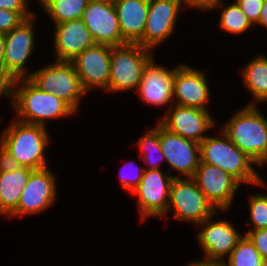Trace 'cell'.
<instances>
[{
  "mask_svg": "<svg viewBox=\"0 0 267 266\" xmlns=\"http://www.w3.org/2000/svg\"><path fill=\"white\" fill-rule=\"evenodd\" d=\"M17 121L48 127L49 121L76 116L78 113L63 99L51 92H44L28 78L12 81L8 99Z\"/></svg>",
  "mask_w": 267,
  "mask_h": 266,
  "instance_id": "1",
  "label": "cell"
},
{
  "mask_svg": "<svg viewBox=\"0 0 267 266\" xmlns=\"http://www.w3.org/2000/svg\"><path fill=\"white\" fill-rule=\"evenodd\" d=\"M210 134L200 143L202 163L219 167L231 174L242 185L267 187L265 178L256 169L260 168L253 159L235 146L229 137L219 128L216 135ZM256 167V168H255Z\"/></svg>",
  "mask_w": 267,
  "mask_h": 266,
  "instance_id": "2",
  "label": "cell"
},
{
  "mask_svg": "<svg viewBox=\"0 0 267 266\" xmlns=\"http://www.w3.org/2000/svg\"><path fill=\"white\" fill-rule=\"evenodd\" d=\"M48 127L26 124L12 117L0 131V144L10 152L22 167L39 170L50 167L46 156L52 143Z\"/></svg>",
  "mask_w": 267,
  "mask_h": 266,
  "instance_id": "3",
  "label": "cell"
},
{
  "mask_svg": "<svg viewBox=\"0 0 267 266\" xmlns=\"http://www.w3.org/2000/svg\"><path fill=\"white\" fill-rule=\"evenodd\" d=\"M229 118L219 127L235 146L263 168L267 165V117L258 105H244Z\"/></svg>",
  "mask_w": 267,
  "mask_h": 266,
  "instance_id": "4",
  "label": "cell"
},
{
  "mask_svg": "<svg viewBox=\"0 0 267 266\" xmlns=\"http://www.w3.org/2000/svg\"><path fill=\"white\" fill-rule=\"evenodd\" d=\"M220 212L226 214L229 211H218L196 226L200 229L195 237L202 250L203 259L197 260L196 258L189 261L190 263L199 266H221L230 256L237 242L243 237L244 234L240 231L241 229H237L231 220L216 218L219 217Z\"/></svg>",
  "mask_w": 267,
  "mask_h": 266,
  "instance_id": "5",
  "label": "cell"
},
{
  "mask_svg": "<svg viewBox=\"0 0 267 266\" xmlns=\"http://www.w3.org/2000/svg\"><path fill=\"white\" fill-rule=\"evenodd\" d=\"M155 55L138 43L111 47L109 87L105 93L136 92L145 65Z\"/></svg>",
  "mask_w": 267,
  "mask_h": 266,
  "instance_id": "6",
  "label": "cell"
},
{
  "mask_svg": "<svg viewBox=\"0 0 267 266\" xmlns=\"http://www.w3.org/2000/svg\"><path fill=\"white\" fill-rule=\"evenodd\" d=\"M217 212L218 210L199 189L192 177L173 178L170 186L169 205L163 219H166L171 213L176 222L190 223L196 227Z\"/></svg>",
  "mask_w": 267,
  "mask_h": 266,
  "instance_id": "7",
  "label": "cell"
},
{
  "mask_svg": "<svg viewBox=\"0 0 267 266\" xmlns=\"http://www.w3.org/2000/svg\"><path fill=\"white\" fill-rule=\"evenodd\" d=\"M28 79L44 92H51L67 102L77 113L81 108L83 89L72 62L54 60L35 69Z\"/></svg>",
  "mask_w": 267,
  "mask_h": 266,
  "instance_id": "8",
  "label": "cell"
},
{
  "mask_svg": "<svg viewBox=\"0 0 267 266\" xmlns=\"http://www.w3.org/2000/svg\"><path fill=\"white\" fill-rule=\"evenodd\" d=\"M37 18L39 16L35 14L4 35L3 70L12 81L28 78L34 71L28 67V60L32 58L35 40H38L34 30Z\"/></svg>",
  "mask_w": 267,
  "mask_h": 266,
  "instance_id": "9",
  "label": "cell"
},
{
  "mask_svg": "<svg viewBox=\"0 0 267 266\" xmlns=\"http://www.w3.org/2000/svg\"><path fill=\"white\" fill-rule=\"evenodd\" d=\"M174 173L163 169L144 170L139 185L131 192L136 196L137 212L141 222L151 218H162L169 205L170 186Z\"/></svg>",
  "mask_w": 267,
  "mask_h": 266,
  "instance_id": "10",
  "label": "cell"
},
{
  "mask_svg": "<svg viewBox=\"0 0 267 266\" xmlns=\"http://www.w3.org/2000/svg\"><path fill=\"white\" fill-rule=\"evenodd\" d=\"M57 177L50 167L34 170L21 193L18 207L7 218L35 216L50 210L58 200Z\"/></svg>",
  "mask_w": 267,
  "mask_h": 266,
  "instance_id": "11",
  "label": "cell"
},
{
  "mask_svg": "<svg viewBox=\"0 0 267 266\" xmlns=\"http://www.w3.org/2000/svg\"><path fill=\"white\" fill-rule=\"evenodd\" d=\"M208 109L201 110L173 104L157 121L168 131L201 143L209 133L213 132L215 126H218L216 125L218 121L212 116L210 108Z\"/></svg>",
  "mask_w": 267,
  "mask_h": 266,
  "instance_id": "12",
  "label": "cell"
},
{
  "mask_svg": "<svg viewBox=\"0 0 267 266\" xmlns=\"http://www.w3.org/2000/svg\"><path fill=\"white\" fill-rule=\"evenodd\" d=\"M182 8L181 0H149L145 30L137 43L156 52L155 48L166 43L176 33Z\"/></svg>",
  "mask_w": 267,
  "mask_h": 266,
  "instance_id": "13",
  "label": "cell"
},
{
  "mask_svg": "<svg viewBox=\"0 0 267 266\" xmlns=\"http://www.w3.org/2000/svg\"><path fill=\"white\" fill-rule=\"evenodd\" d=\"M154 57L157 56L145 65L136 93L143 104L162 109L166 107L167 111L174 104V77L182 62L168 69L164 64H158Z\"/></svg>",
  "mask_w": 267,
  "mask_h": 266,
  "instance_id": "14",
  "label": "cell"
},
{
  "mask_svg": "<svg viewBox=\"0 0 267 266\" xmlns=\"http://www.w3.org/2000/svg\"><path fill=\"white\" fill-rule=\"evenodd\" d=\"M192 178L218 211L232 210L231 206L242 186L235 177L219 167L200 161Z\"/></svg>",
  "mask_w": 267,
  "mask_h": 266,
  "instance_id": "15",
  "label": "cell"
},
{
  "mask_svg": "<svg viewBox=\"0 0 267 266\" xmlns=\"http://www.w3.org/2000/svg\"><path fill=\"white\" fill-rule=\"evenodd\" d=\"M160 148L168 170L176 172V177L194 176L201 161L200 143L174 134L160 124Z\"/></svg>",
  "mask_w": 267,
  "mask_h": 266,
  "instance_id": "16",
  "label": "cell"
},
{
  "mask_svg": "<svg viewBox=\"0 0 267 266\" xmlns=\"http://www.w3.org/2000/svg\"><path fill=\"white\" fill-rule=\"evenodd\" d=\"M111 46L94 44L85 49L74 60L75 70L80 78L83 89L90 91H106L110 79Z\"/></svg>",
  "mask_w": 267,
  "mask_h": 266,
  "instance_id": "17",
  "label": "cell"
},
{
  "mask_svg": "<svg viewBox=\"0 0 267 266\" xmlns=\"http://www.w3.org/2000/svg\"><path fill=\"white\" fill-rule=\"evenodd\" d=\"M206 75V71L201 68L183 62L174 77V104L208 110L212 93Z\"/></svg>",
  "mask_w": 267,
  "mask_h": 266,
  "instance_id": "18",
  "label": "cell"
},
{
  "mask_svg": "<svg viewBox=\"0 0 267 266\" xmlns=\"http://www.w3.org/2000/svg\"><path fill=\"white\" fill-rule=\"evenodd\" d=\"M82 20L90 31L95 44L114 47L127 43L122 38L113 2L89 0Z\"/></svg>",
  "mask_w": 267,
  "mask_h": 266,
  "instance_id": "19",
  "label": "cell"
},
{
  "mask_svg": "<svg viewBox=\"0 0 267 266\" xmlns=\"http://www.w3.org/2000/svg\"><path fill=\"white\" fill-rule=\"evenodd\" d=\"M53 28V60L71 62L95 44L82 19L55 24Z\"/></svg>",
  "mask_w": 267,
  "mask_h": 266,
  "instance_id": "20",
  "label": "cell"
},
{
  "mask_svg": "<svg viewBox=\"0 0 267 266\" xmlns=\"http://www.w3.org/2000/svg\"><path fill=\"white\" fill-rule=\"evenodd\" d=\"M113 4L122 38L127 43H137L145 30L149 0H117Z\"/></svg>",
  "mask_w": 267,
  "mask_h": 266,
  "instance_id": "21",
  "label": "cell"
},
{
  "mask_svg": "<svg viewBox=\"0 0 267 266\" xmlns=\"http://www.w3.org/2000/svg\"><path fill=\"white\" fill-rule=\"evenodd\" d=\"M240 70L243 88L252 96L246 105L267 103V55L257 54Z\"/></svg>",
  "mask_w": 267,
  "mask_h": 266,
  "instance_id": "22",
  "label": "cell"
},
{
  "mask_svg": "<svg viewBox=\"0 0 267 266\" xmlns=\"http://www.w3.org/2000/svg\"><path fill=\"white\" fill-rule=\"evenodd\" d=\"M33 171L21 167L15 171L0 172V216L6 218L18 207L21 193Z\"/></svg>",
  "mask_w": 267,
  "mask_h": 266,
  "instance_id": "23",
  "label": "cell"
},
{
  "mask_svg": "<svg viewBox=\"0 0 267 266\" xmlns=\"http://www.w3.org/2000/svg\"><path fill=\"white\" fill-rule=\"evenodd\" d=\"M226 0H216L209 11L220 9V21L218 26L221 31L232 35H244L247 31L254 29V26L242 12L239 5L234 0L232 3H225Z\"/></svg>",
  "mask_w": 267,
  "mask_h": 266,
  "instance_id": "24",
  "label": "cell"
},
{
  "mask_svg": "<svg viewBox=\"0 0 267 266\" xmlns=\"http://www.w3.org/2000/svg\"><path fill=\"white\" fill-rule=\"evenodd\" d=\"M52 24L82 19L89 0H36Z\"/></svg>",
  "mask_w": 267,
  "mask_h": 266,
  "instance_id": "25",
  "label": "cell"
},
{
  "mask_svg": "<svg viewBox=\"0 0 267 266\" xmlns=\"http://www.w3.org/2000/svg\"><path fill=\"white\" fill-rule=\"evenodd\" d=\"M146 130L135 144L140 151L139 158L145 163L144 170L161 169L166 160L160 148V123L157 121L154 127Z\"/></svg>",
  "mask_w": 267,
  "mask_h": 266,
  "instance_id": "26",
  "label": "cell"
},
{
  "mask_svg": "<svg viewBox=\"0 0 267 266\" xmlns=\"http://www.w3.org/2000/svg\"><path fill=\"white\" fill-rule=\"evenodd\" d=\"M263 258L246 235L237 242L221 266H262Z\"/></svg>",
  "mask_w": 267,
  "mask_h": 266,
  "instance_id": "27",
  "label": "cell"
},
{
  "mask_svg": "<svg viewBox=\"0 0 267 266\" xmlns=\"http://www.w3.org/2000/svg\"><path fill=\"white\" fill-rule=\"evenodd\" d=\"M247 200L250 216L247 218L248 221L243 223L247 227L244 235L252 230L267 229V194L253 192L250 193Z\"/></svg>",
  "mask_w": 267,
  "mask_h": 266,
  "instance_id": "28",
  "label": "cell"
},
{
  "mask_svg": "<svg viewBox=\"0 0 267 266\" xmlns=\"http://www.w3.org/2000/svg\"><path fill=\"white\" fill-rule=\"evenodd\" d=\"M144 173V166H139L135 161L125 162L120 167L118 176L120 180V186L126 192L130 193L139 185Z\"/></svg>",
  "mask_w": 267,
  "mask_h": 266,
  "instance_id": "29",
  "label": "cell"
},
{
  "mask_svg": "<svg viewBox=\"0 0 267 266\" xmlns=\"http://www.w3.org/2000/svg\"><path fill=\"white\" fill-rule=\"evenodd\" d=\"M242 12L255 27L258 24L264 0H235Z\"/></svg>",
  "mask_w": 267,
  "mask_h": 266,
  "instance_id": "30",
  "label": "cell"
},
{
  "mask_svg": "<svg viewBox=\"0 0 267 266\" xmlns=\"http://www.w3.org/2000/svg\"><path fill=\"white\" fill-rule=\"evenodd\" d=\"M29 3L30 0H0V9L17 12L26 20L37 14Z\"/></svg>",
  "mask_w": 267,
  "mask_h": 266,
  "instance_id": "31",
  "label": "cell"
},
{
  "mask_svg": "<svg viewBox=\"0 0 267 266\" xmlns=\"http://www.w3.org/2000/svg\"><path fill=\"white\" fill-rule=\"evenodd\" d=\"M25 19L17 12L0 9V34H7Z\"/></svg>",
  "mask_w": 267,
  "mask_h": 266,
  "instance_id": "32",
  "label": "cell"
},
{
  "mask_svg": "<svg viewBox=\"0 0 267 266\" xmlns=\"http://www.w3.org/2000/svg\"><path fill=\"white\" fill-rule=\"evenodd\" d=\"M246 236L254 244L261 257L267 258V229L252 230Z\"/></svg>",
  "mask_w": 267,
  "mask_h": 266,
  "instance_id": "33",
  "label": "cell"
},
{
  "mask_svg": "<svg viewBox=\"0 0 267 266\" xmlns=\"http://www.w3.org/2000/svg\"><path fill=\"white\" fill-rule=\"evenodd\" d=\"M21 167L13 155L0 144V172L15 171Z\"/></svg>",
  "mask_w": 267,
  "mask_h": 266,
  "instance_id": "34",
  "label": "cell"
},
{
  "mask_svg": "<svg viewBox=\"0 0 267 266\" xmlns=\"http://www.w3.org/2000/svg\"><path fill=\"white\" fill-rule=\"evenodd\" d=\"M216 0H181L182 5L185 7V9L188 8L196 11H209L211 6L214 4Z\"/></svg>",
  "mask_w": 267,
  "mask_h": 266,
  "instance_id": "35",
  "label": "cell"
},
{
  "mask_svg": "<svg viewBox=\"0 0 267 266\" xmlns=\"http://www.w3.org/2000/svg\"><path fill=\"white\" fill-rule=\"evenodd\" d=\"M11 88H12V80L4 72L3 67L0 65V101L3 98H6L7 100L9 99L11 94Z\"/></svg>",
  "mask_w": 267,
  "mask_h": 266,
  "instance_id": "36",
  "label": "cell"
},
{
  "mask_svg": "<svg viewBox=\"0 0 267 266\" xmlns=\"http://www.w3.org/2000/svg\"><path fill=\"white\" fill-rule=\"evenodd\" d=\"M262 26L267 29V0H264L262 10L260 13V18L258 24L255 27Z\"/></svg>",
  "mask_w": 267,
  "mask_h": 266,
  "instance_id": "37",
  "label": "cell"
},
{
  "mask_svg": "<svg viewBox=\"0 0 267 266\" xmlns=\"http://www.w3.org/2000/svg\"><path fill=\"white\" fill-rule=\"evenodd\" d=\"M5 38L3 34H0V65L3 67V55H4Z\"/></svg>",
  "mask_w": 267,
  "mask_h": 266,
  "instance_id": "38",
  "label": "cell"
},
{
  "mask_svg": "<svg viewBox=\"0 0 267 266\" xmlns=\"http://www.w3.org/2000/svg\"><path fill=\"white\" fill-rule=\"evenodd\" d=\"M262 266H267V258L263 259Z\"/></svg>",
  "mask_w": 267,
  "mask_h": 266,
  "instance_id": "39",
  "label": "cell"
},
{
  "mask_svg": "<svg viewBox=\"0 0 267 266\" xmlns=\"http://www.w3.org/2000/svg\"><path fill=\"white\" fill-rule=\"evenodd\" d=\"M185 266H199V265H196V264H193V263L188 262V263H186Z\"/></svg>",
  "mask_w": 267,
  "mask_h": 266,
  "instance_id": "40",
  "label": "cell"
},
{
  "mask_svg": "<svg viewBox=\"0 0 267 266\" xmlns=\"http://www.w3.org/2000/svg\"><path fill=\"white\" fill-rule=\"evenodd\" d=\"M104 1H110V2H115V1H117V0H104Z\"/></svg>",
  "mask_w": 267,
  "mask_h": 266,
  "instance_id": "41",
  "label": "cell"
}]
</instances>
